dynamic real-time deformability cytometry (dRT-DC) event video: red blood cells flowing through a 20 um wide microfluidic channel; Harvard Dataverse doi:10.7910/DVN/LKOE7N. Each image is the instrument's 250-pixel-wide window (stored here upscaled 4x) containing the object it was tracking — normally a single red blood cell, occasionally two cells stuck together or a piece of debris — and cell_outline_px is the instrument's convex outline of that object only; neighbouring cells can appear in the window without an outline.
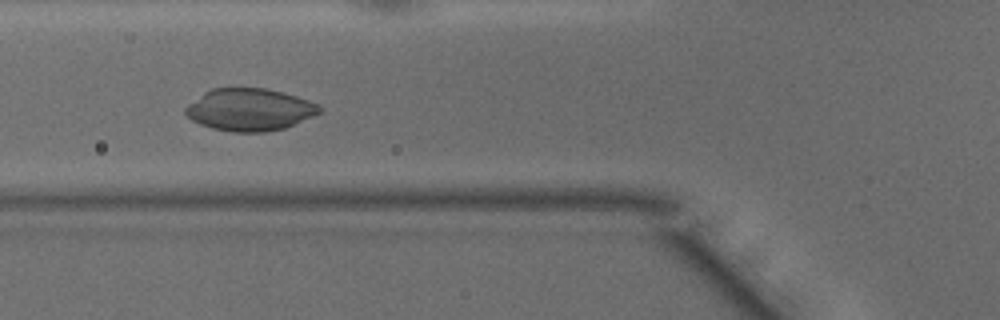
{"species": "common noctule bat (a hibernating species)", "species_latin": "Nyctalus noctula", "temperature_condition": "warm", "stored_images_in_passage": 42, "camera_frame_rate_fps": 3000, "um_per_image_px": 0.085, "animal": {"sex": "male", "body_mass_g": 15.6}, "frame": {"image": 1, "passage_image": 12, "time_ms": 3.667, "image_size_px": [1000, 320], "cell_outline_px": [[324, 108], [320, 112], [312, 116], [284, 128], [264, 132], [232, 132], [212, 128], [200, 124], [192, 120], [184, 112], [184, 108], [188, 104], [204, 92], [212, 88], [264, 88], [296, 96], [308, 100]], "centroid_in_image_um": [21.19, 9.32], "position_along_channel_um": 104.6, "area_um2": 32.77}}
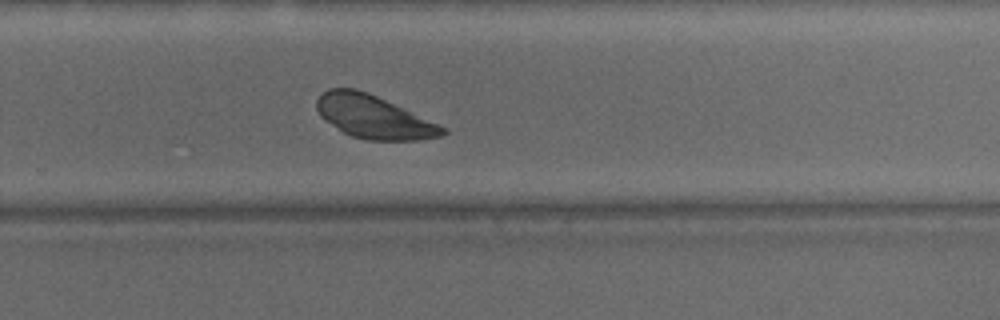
{"frame": {"image": 2, "passage_image": 26, "time_ms": 8.333, "image_size_px": [1000, 320], "cell_outline_px": [[448, 132], [444, 136], [420, 140], [368, 140], [352, 136], [344, 132], [324, 120], [320, 116], [316, 108], [316, 100], [328, 88], [356, 88], [368, 92], [448, 128]], "centroid_in_image_um": [31.78, 9.94], "position_along_channel_um": 298.0, "area_um2": 31.62}}
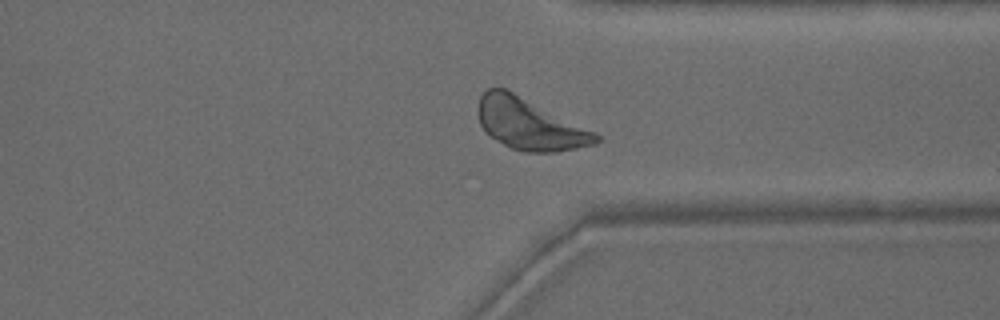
{"frame": {"image": 3, "passage_image": 31, "time_ms": 10.0, "image_size_px": [1000, 320], "cell_outline_px": [[600, 140], [596, 144], [556, 152], [524, 152], [512, 148], [496, 140], [484, 132], [480, 124], [480, 96], [488, 88], [504, 88], [596, 132], [600, 136]], "centroid_in_image_um": [45.04, 10.57], "position_along_channel_um": 366.4, "area_um2": 34.68}}